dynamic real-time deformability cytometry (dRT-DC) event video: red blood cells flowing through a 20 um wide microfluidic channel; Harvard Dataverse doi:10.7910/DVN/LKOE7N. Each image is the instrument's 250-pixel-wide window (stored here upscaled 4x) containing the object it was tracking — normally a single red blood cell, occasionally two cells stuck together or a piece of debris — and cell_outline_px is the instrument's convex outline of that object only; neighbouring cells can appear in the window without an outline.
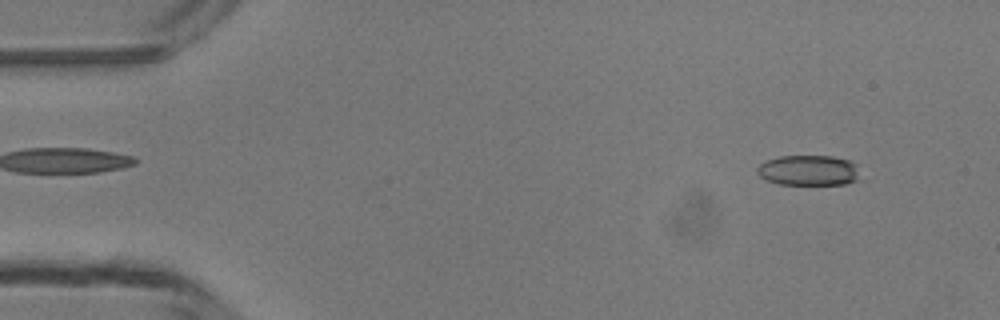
{"species": "common noctule bat (a hibernating species)", "species_latin": "Nyctalus noctula", "temperature_condition": "room temperature", "stored_images_in_passage": 48, "camera_frame_rate_fps": 3000, "um_per_image_px": 0.085, "animal": {"sex": "male", "body_mass_g": 13.3}, "frame": {"image": 1, "passage_image": 5, "time_ms": 1.333, "image_size_px": [1000, 320], "cell_outline_px": [[856, 180], [848, 184], [776, 184], [760, 176], [756, 172], [756, 168], [760, 164], [768, 160], [780, 156], [832, 156], [848, 160], [856, 164]], "centroid_in_image_um": [68.69, 14.48], "position_along_channel_um": 16.3, "area_um2": 17.98}}
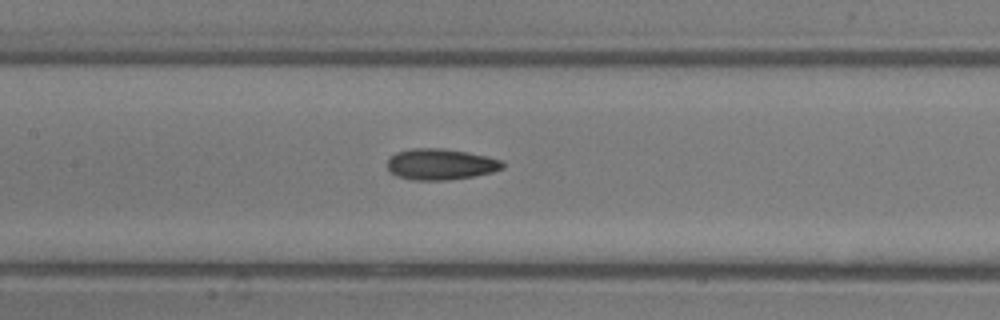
{"frame": {"image": 2, "passage_image": 23, "time_ms": 7.333, "image_size_px": [1000, 320], "cell_outline_px": [[504, 168], [492, 172], [472, 176], [448, 180], [412, 180], [396, 176], [388, 168], [388, 156], [396, 152], [408, 148], [444, 148], [468, 152], [488, 156], [504, 160]], "centroid_in_image_um": [37.45, 13.95], "position_along_channel_um": 169.9, "area_um2": 21.15}}
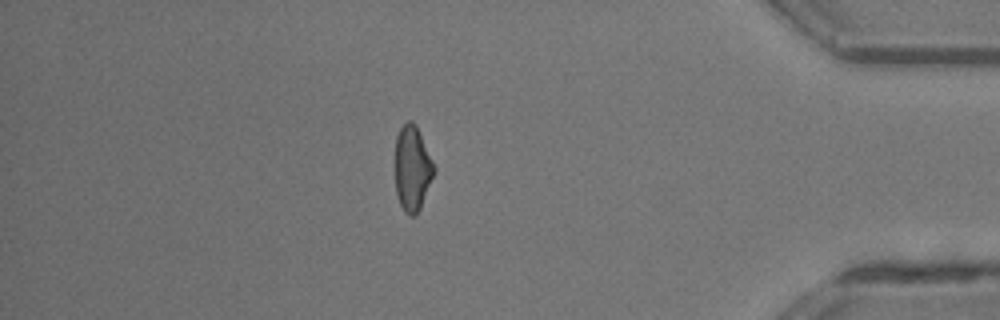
{"frame": {"image": 3, "passage_image": 42, "time_ms": 13.667, "image_size_px": [1000, 320], "cell_outline_px": [[436, 168], [420, 208], [412, 216], [408, 216], [404, 212], [400, 204], [396, 192], [396, 136], [400, 128], [408, 120], [412, 120], [416, 124]], "centroid_in_image_um": [35.05, 14.29], "position_along_channel_um": 400.2, "area_um2": 19.07}, "authors_computed_cell_mechanics": {"area_um2": 19.8254, "velocity_mm_per_s": 4.2886, "shape_relaxation_time_tau1_ms": 4.854, "shape_relaxation_time_tau2_ms": 3.3768, "deformation_change_tau1": 0.1216, "deformation_change_tau2": 0.1161}}